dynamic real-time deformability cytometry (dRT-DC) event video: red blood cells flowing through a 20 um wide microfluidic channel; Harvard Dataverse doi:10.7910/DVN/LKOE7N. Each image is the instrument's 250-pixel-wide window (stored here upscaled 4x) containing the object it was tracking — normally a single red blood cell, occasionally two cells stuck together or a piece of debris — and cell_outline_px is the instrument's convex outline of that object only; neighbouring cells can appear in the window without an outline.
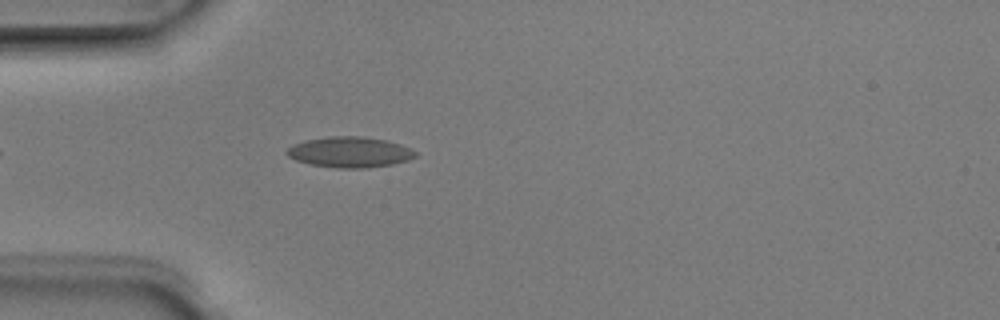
{"species": "Egyptian fruit bat (a non-hibernating species)", "species_latin": "Rousettus aegyptiacus", "temperature_condition": "room temperature", "stored_images_in_passage": 4, "camera_frame_rate_fps": 3000, "um_per_image_px": 0.085, "animal": {"sex": "male"}, "frame": {"image": 1, "passage_image": 4, "time_ms": 1.0, "image_size_px": [1000, 320], "cell_outline_px": [[416, 156], [408, 160], [392, 164], [368, 168], [336, 168], [308, 164], [296, 160], [288, 156], [284, 152], [292, 144], [304, 140], [328, 136], [364, 136], [388, 140], [400, 144], [416, 152]], "centroid_in_image_um": [29.69, 12.92], "position_along_channel_um": 55.3, "area_um2": 23.18}}